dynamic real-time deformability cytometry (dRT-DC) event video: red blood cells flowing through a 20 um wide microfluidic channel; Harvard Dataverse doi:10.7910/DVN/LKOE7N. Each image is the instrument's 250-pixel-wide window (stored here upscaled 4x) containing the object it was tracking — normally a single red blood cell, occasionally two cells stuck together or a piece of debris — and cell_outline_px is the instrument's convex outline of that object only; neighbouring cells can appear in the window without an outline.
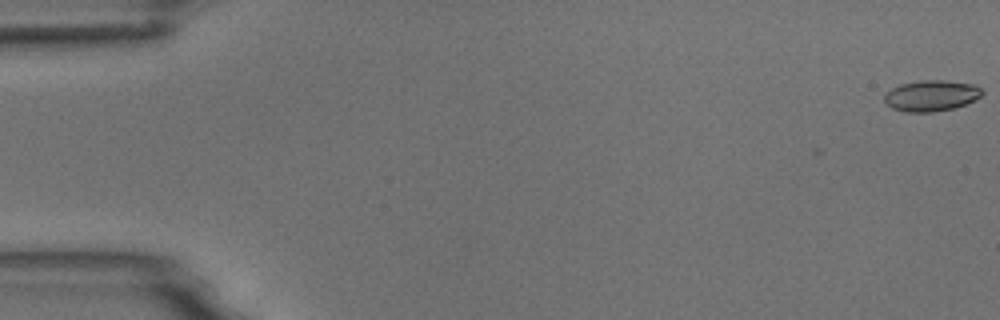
{"species": "common noctule bat (a hibernating species)", "species_latin": "Nyctalus noctula", "temperature_condition": "room temperature", "stored_images_in_passage": 7, "camera_frame_rate_fps": 3000, "um_per_image_px": 0.085, "animal": {"sex": "male", "body_mass_g": 18.8}, "frame": {"image": 1, "passage_image": 1, "time_ms": 0.0, "image_size_px": [1000, 320], "cell_outline_px": [[984, 92], [976, 100], [952, 108], [932, 112], [904, 112], [892, 108], [884, 104], [884, 96], [892, 88], [900, 84], [920, 80], [944, 80], [972, 84], [980, 88]], "centroid_in_image_um": [79.13, 8.13], "position_along_channel_um": 5.9, "area_um2": 17.63}}
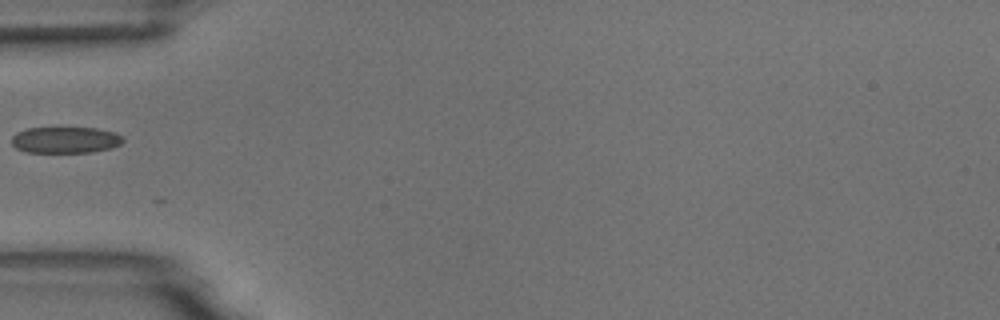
{"frame": {"image": 2, "passage_image": 6, "time_ms": 6.0, "image_size_px": [1000, 320], "cell_outline_px": [[124, 140], [120, 144], [112, 148], [92, 152], [24, 152], [16, 148], [12, 144], [12, 136], [16, 132], [28, 128], [96, 128], [116, 132], [124, 136]], "centroid_in_image_um": [5.58, 11.89], "position_along_channel_um": 79.4, "area_um2": 17.22}}